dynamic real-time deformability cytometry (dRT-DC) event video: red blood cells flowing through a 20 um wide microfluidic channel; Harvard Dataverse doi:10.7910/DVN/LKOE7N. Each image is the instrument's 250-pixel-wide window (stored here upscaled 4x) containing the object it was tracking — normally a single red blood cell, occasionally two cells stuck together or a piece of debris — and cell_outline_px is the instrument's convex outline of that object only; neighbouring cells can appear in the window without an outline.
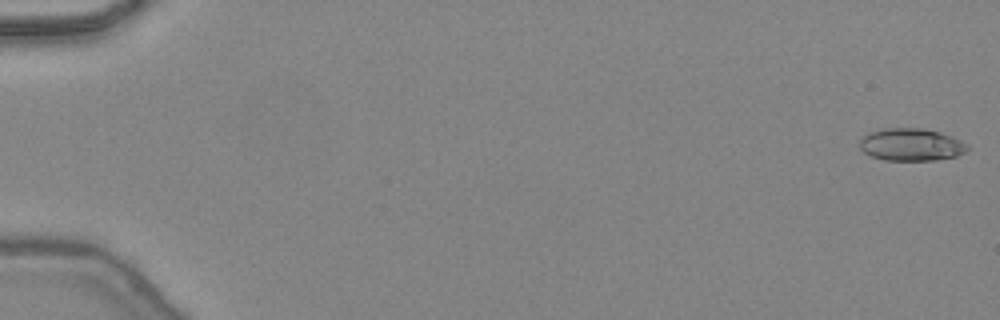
{"species": "common noctule bat (a hibernating species)", "species_latin": "Nyctalus noctula", "temperature_condition": "warm", "stored_images_in_passage": 44, "camera_frame_rate_fps": 3000, "um_per_image_px": 0.085, "animal": {"sex": "female", "body_mass_g": 24.6, "forearm_length_mm": 56.2}, "frame": {"image": 1, "passage_image": 1, "time_ms": 0.0, "image_size_px": [1000, 320], "cell_outline_px": [[968, 148], [964, 152], [956, 156], [936, 160], [884, 160], [868, 156], [860, 148], [860, 140], [868, 132], [884, 128], [920, 128], [940, 132], [952, 136], [968, 144]], "centroid_in_image_um": [77.43, 12.29], "position_along_channel_um": 7.6, "area_um2": 20.46}}
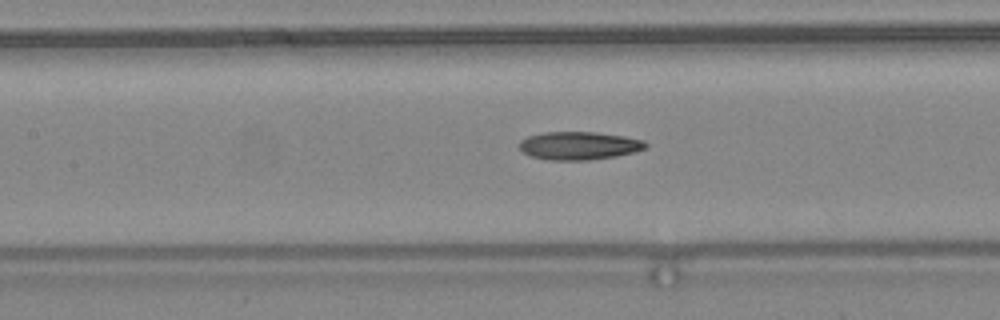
{"frame": {"image": 2, "passage_image": 23, "time_ms": 7.333, "image_size_px": [1000, 320], "cell_outline_px": [[648, 144], [644, 148], [632, 152], [616, 156], [588, 160], [548, 160], [532, 156], [524, 152], [520, 148], [520, 140], [528, 136], [544, 132], [596, 132], [624, 136], [644, 140]], "centroid_in_image_um": [49.21, 12.37], "position_along_channel_um": 158.2, "area_um2": 20.52}}
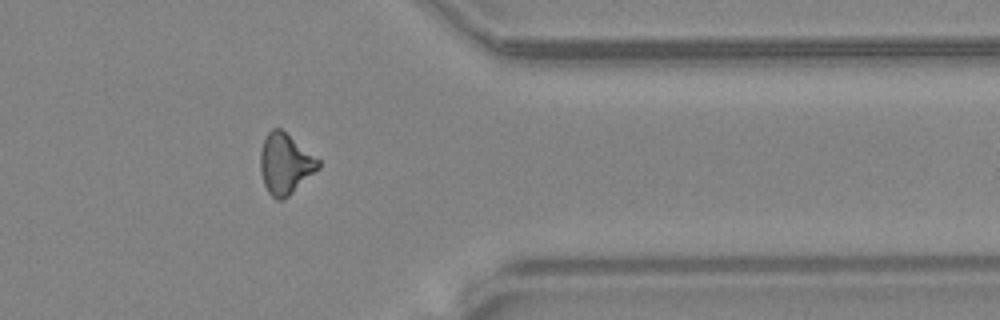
{"frame": {"image": 3, "passage_image": 39, "time_ms": 12.667, "image_size_px": [1000, 320], "cell_outline_px": [[320, 168], [284, 200], [276, 200], [268, 192], [264, 184], [260, 172], [260, 152], [264, 140], [268, 132], [272, 128], [280, 128], [320, 160]], "centroid_in_image_um": [24.23, 13.94], "position_along_channel_um": 387.2, "area_um2": 20.4}}